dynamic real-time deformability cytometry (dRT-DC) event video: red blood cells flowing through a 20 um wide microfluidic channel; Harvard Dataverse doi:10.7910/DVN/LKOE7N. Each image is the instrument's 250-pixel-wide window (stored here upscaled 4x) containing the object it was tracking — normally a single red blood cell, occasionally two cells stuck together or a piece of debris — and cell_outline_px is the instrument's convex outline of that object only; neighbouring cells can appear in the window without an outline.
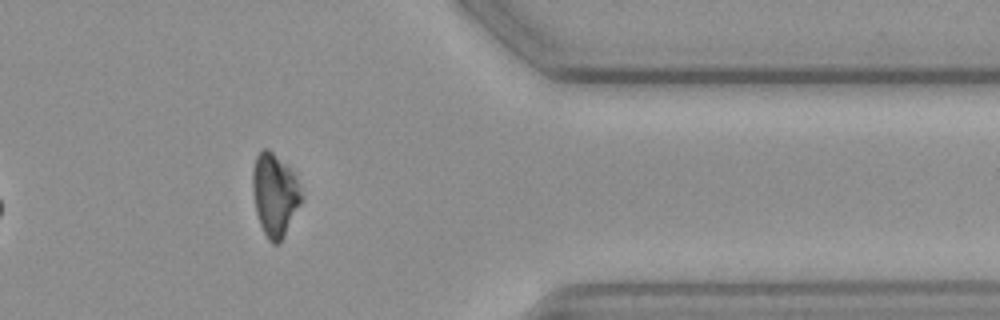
{"species": "common noctule bat (a hibernating species)", "species_latin": "Nyctalus noctula", "temperature_condition": "cold", "stored_images_in_passage": 46, "camera_frame_rate_fps": 3000, "um_per_image_px": 0.085, "animal": {"sex": "female", "body_mass_g": 19.3, "forearm_length_mm": 54.1}, "frame": {"image": 1, "passage_image": 40, "time_ms": 13.0, "image_size_px": [1000, 320], "cell_outline_px": [[304, 200], [280, 244], [272, 244], [268, 240], [260, 224], [256, 212], [252, 192], [252, 168], [256, 156], [264, 148], [268, 148], [292, 172], [300, 184], [304, 196]], "centroid_in_image_um": [23.37, 16.6], "position_along_channel_um": 388.0, "area_um2": 23.87}, "authors_computed_cell_mechanics": {"area_um2": 22.253, "velocity_mm_per_s": 3.5983, "shape_relaxation_time_tau1_ms": 4.953, "shape_relaxation_time_tau2_ms": 2.1663, "deformation_change_tau1": 0.1075, "deformation_change_tau2": 0.0696}}